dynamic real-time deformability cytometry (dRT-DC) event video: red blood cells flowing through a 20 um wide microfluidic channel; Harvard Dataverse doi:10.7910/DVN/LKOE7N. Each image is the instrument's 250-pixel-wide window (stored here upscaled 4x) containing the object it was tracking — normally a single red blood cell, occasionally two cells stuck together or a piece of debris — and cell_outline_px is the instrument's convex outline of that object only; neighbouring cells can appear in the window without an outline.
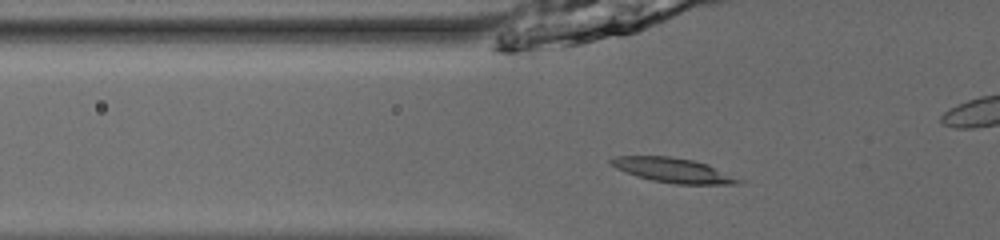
{"species": "common noctule bat (a hibernating species)", "species_latin": "Nyctalus noctula", "temperature_condition": "room temperature", "stored_images_in_passage": 48, "camera_frame_rate_fps": 3000, "um_per_image_px": 0.085, "animal": {"sex": "male", "body_mass_g": 13.0, "forearm_length_mm": 53.1}, "frame": {"image": 1, "passage_image": 20, "time_ms": 6.333, "image_size_px": [1000, 240], "cell_outline_px": [[744, 180], [736, 184], [676, 184], [652, 180], [636, 176], [616, 168], [608, 160], [616, 156], [668, 156], [692, 160], [708, 164]], "centroid_in_image_um": [57.23, 14.47], "position_along_channel_um": 68.6, "area_um2": 18.15}}
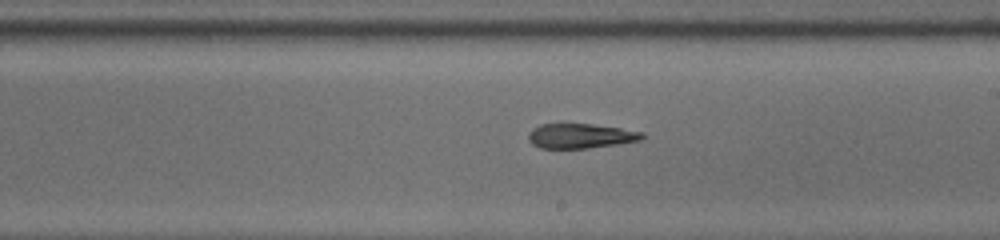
{"frame": {"image": 2, "passage_image": 33, "time_ms": 10.667, "image_size_px": [1000, 240], "cell_outline_px": [[648, 136], [640, 140], [616, 144], [588, 148], [540, 148], [532, 144], [528, 140], [528, 132], [532, 128], [540, 124], [592, 124], [620, 128], [644, 132]], "centroid_in_image_um": [49.34, 11.55], "position_along_channel_um": 239.7, "area_um2": 16.47}}
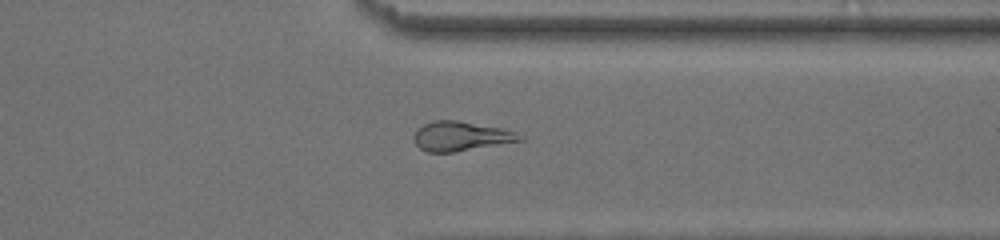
{"frame": {"image": 3, "passage_image": 43, "time_ms": 14.0, "image_size_px": [1000, 240], "cell_outline_px": [[524, 140], [452, 152], [428, 152], [420, 148], [412, 140], [416, 132], [424, 124], [436, 120], [456, 120], [504, 128], [516, 132], [524, 136]], "centroid_in_image_um": [39.2, 11.57], "position_along_channel_um": 372.2, "area_um2": 18.03}}